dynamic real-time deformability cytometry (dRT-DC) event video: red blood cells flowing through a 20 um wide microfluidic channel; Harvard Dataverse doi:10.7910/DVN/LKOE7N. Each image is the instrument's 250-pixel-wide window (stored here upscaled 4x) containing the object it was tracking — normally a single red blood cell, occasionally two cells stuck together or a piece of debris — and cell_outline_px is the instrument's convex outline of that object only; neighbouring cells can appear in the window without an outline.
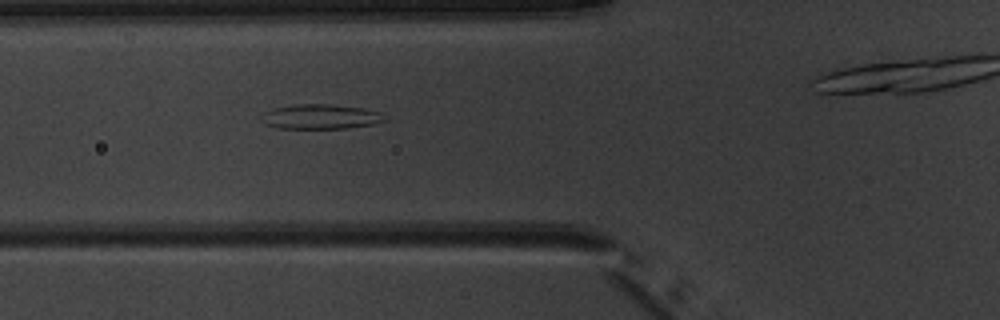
{"species": "common noctule bat (a hibernating species)", "species_latin": "Nyctalus noctula", "temperature_condition": "warm", "stored_images_in_passage": 7, "camera_frame_rate_fps": 3000, "um_per_image_px": 0.085, "animal": {"sex": "male", "body_mass_g": 20.1, "forearm_length_mm": 53.5}, "frame": {"image": 1, "passage_image": 6, "time_ms": 6.0, "image_size_px": [1000, 320], "cell_outline_px": [[388, 120], [372, 124], [344, 128], [276, 128], [260, 120], [264, 112], [272, 108], [292, 104], [328, 104], [364, 108], [384, 112]], "centroid_in_image_um": [27.28, 9.9], "position_along_channel_um": 98.5, "area_um2": 17.92}}